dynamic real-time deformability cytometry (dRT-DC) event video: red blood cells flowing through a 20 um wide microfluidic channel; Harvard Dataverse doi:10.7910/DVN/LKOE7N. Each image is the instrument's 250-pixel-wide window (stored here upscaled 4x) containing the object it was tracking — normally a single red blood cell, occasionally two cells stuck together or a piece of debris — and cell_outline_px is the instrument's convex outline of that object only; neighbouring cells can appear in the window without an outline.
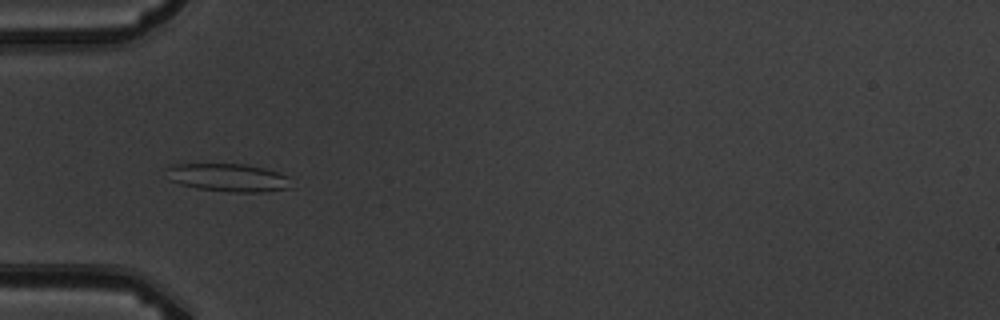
{"species": "common noctule bat (a hibernating species)", "species_latin": "Nyctalus noctula", "temperature_condition": "warm", "stored_images_in_passage": 16, "camera_frame_rate_fps": 3000, "um_per_image_px": 0.085, "animal": {"sex": "male", "body_mass_g": 19.5, "forearm_length_mm": 54.6}, "frame": {"image": 1, "passage_image": 6, "time_ms": 5.667, "image_size_px": [1000, 320], "cell_outline_px": [[288, 188], [260, 192], [232, 192], [196, 188], [180, 184], [168, 180], [168, 168], [172, 164], [244, 164], [264, 168], [288, 176]], "centroid_in_image_um": [19.34, 15.09], "position_along_channel_um": 65.7, "area_um2": 20.06}}
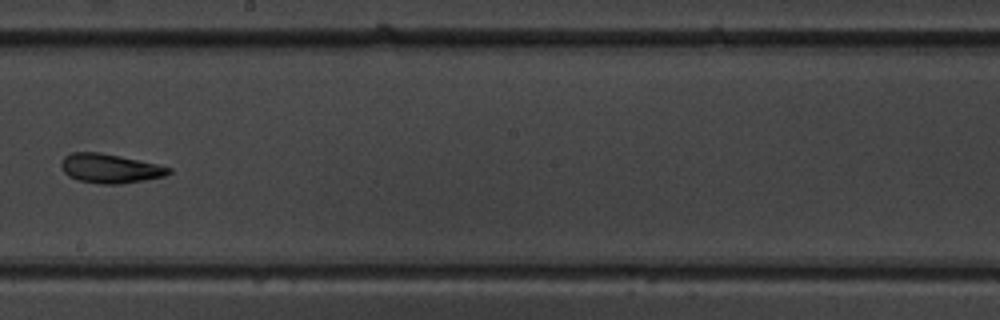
{"frame": {"image": 2, "passage_image": 10, "time_ms": 10.333, "image_size_px": [1000, 320], "cell_outline_px": [[172, 172], [164, 176], [144, 180], [120, 184], [100, 184], [80, 180], [68, 176], [64, 172], [60, 164], [60, 160], [64, 156], [72, 152], [100, 152], [120, 156], [156, 164], [172, 168]], "centroid_in_image_um": [9.32, 14.31], "position_along_channel_um": 238.9, "area_um2": 18.26}}
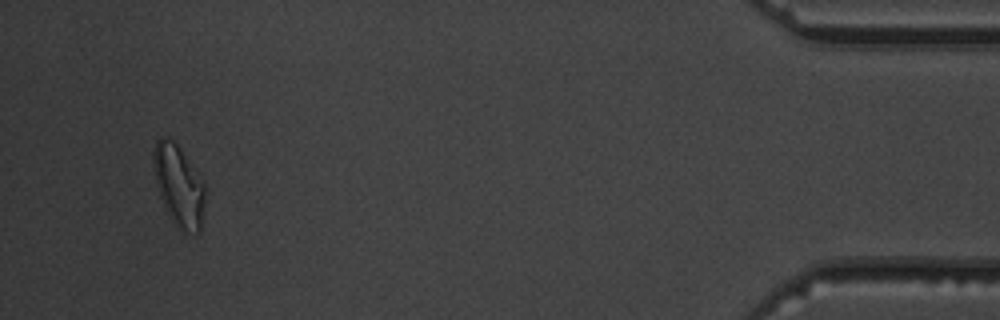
{"frame": {"image": 3, "passage_image": 16, "time_ms": 17.0, "image_size_px": [1000, 320], "cell_outline_px": [[208, 192], [200, 232], [180, 232], [172, 220], [160, 196], [156, 184], [152, 160], [152, 152], [156, 140], [160, 136], [164, 136], [172, 140], [180, 148], [204, 180]], "centroid_in_image_um": [15.23, 15.78], "position_along_channel_um": 420.0, "area_um2": 25.09}, "authors_computed_cell_mechanics": {"area_um2": 19.8832, "velocity_mm_per_s": 3.7648, "shape_relaxation_time_tau1_ms": 7.2462, "shape_relaxation_time_tau2_ms": 4.3054, "deformation_change_tau1": 0.1917, "deformation_change_tau2": 0.1149}}